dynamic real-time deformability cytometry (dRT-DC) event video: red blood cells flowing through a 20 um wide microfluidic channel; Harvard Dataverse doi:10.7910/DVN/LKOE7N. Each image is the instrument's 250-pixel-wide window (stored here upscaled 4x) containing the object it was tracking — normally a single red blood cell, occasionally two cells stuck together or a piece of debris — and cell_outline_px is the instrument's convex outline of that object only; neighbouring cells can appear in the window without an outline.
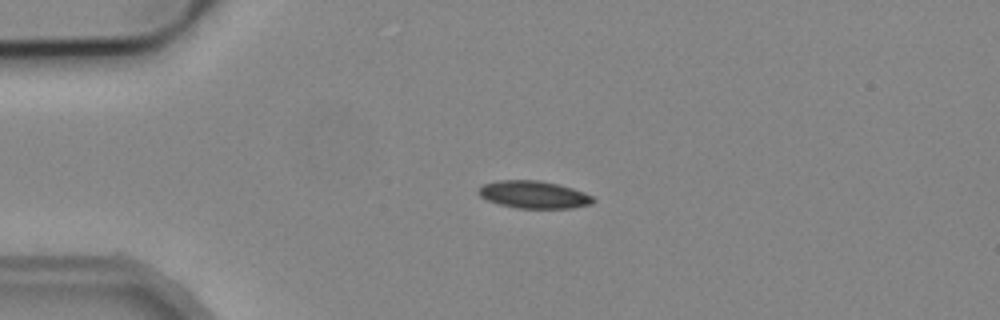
{"species": "common noctule bat (a hibernating species)", "species_latin": "Nyctalus noctula", "temperature_condition": "cold", "stored_images_in_passage": 41, "camera_frame_rate_fps": 3000, "um_per_image_px": 0.085, "animal": {"sex": "male", "body_mass_g": 19.2, "forearm_length_mm": 51.8}, "frame": {"image": 1, "passage_image": 1, "time_ms": 0.0, "image_size_px": [1000, 320], "cell_outline_px": [[596, 200], [592, 204], [572, 208], [516, 208], [500, 204], [488, 200], [480, 196], [476, 192], [484, 184], [500, 180], [540, 180], [560, 184], [584, 192], [592, 196]], "centroid_in_image_um": [45.4, 16.54], "position_along_channel_um": 39.6, "area_um2": 18.38}}
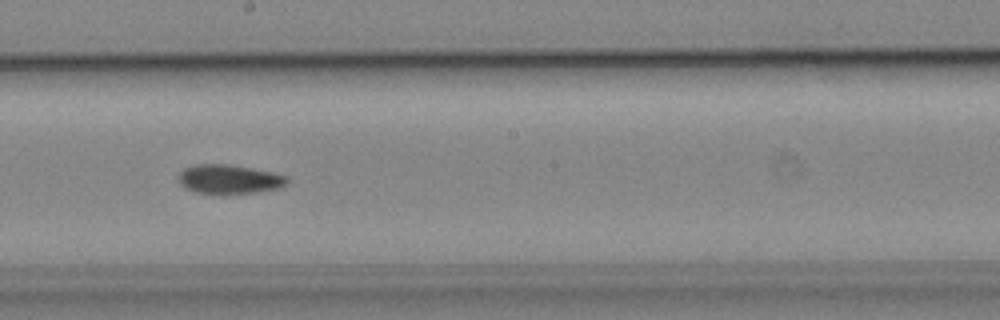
{"frame": {"image": 2, "passage_image": 18, "time_ms": 5.667, "image_size_px": [1000, 320], "cell_outline_px": [[288, 184], [280, 188], [256, 192], [196, 192], [180, 184], [180, 172], [184, 168], [192, 164], [228, 164], [272, 172], [288, 176]], "centroid_in_image_um": [19.53, 15.2], "position_along_channel_um": 228.7, "area_um2": 17.98}}
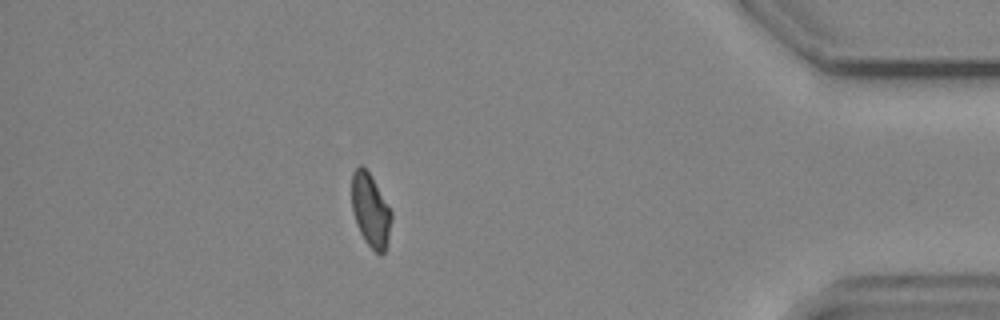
{"frame": {"image": 3, "passage_image": 35, "time_ms": 11.333, "image_size_px": [1000, 320], "cell_outline_px": [[392, 220], [388, 240], [384, 252], [380, 256], [364, 240], [356, 224], [352, 208], [352, 172], [360, 164], [368, 172], [392, 212]], "centroid_in_image_um": [31.49, 17.91], "position_along_channel_um": 403.7, "area_um2": 16.7}, "authors_computed_cell_mechanics": {"area_um2": 18.207, "velocity_mm_per_s": 3.8887, "shape_relaxation_time_tau1_ms": null, "shape_relaxation_time_tau2_ms": 3.2214, "deformation_change_tau1": null, "deformation_change_tau2": 0.0576}}